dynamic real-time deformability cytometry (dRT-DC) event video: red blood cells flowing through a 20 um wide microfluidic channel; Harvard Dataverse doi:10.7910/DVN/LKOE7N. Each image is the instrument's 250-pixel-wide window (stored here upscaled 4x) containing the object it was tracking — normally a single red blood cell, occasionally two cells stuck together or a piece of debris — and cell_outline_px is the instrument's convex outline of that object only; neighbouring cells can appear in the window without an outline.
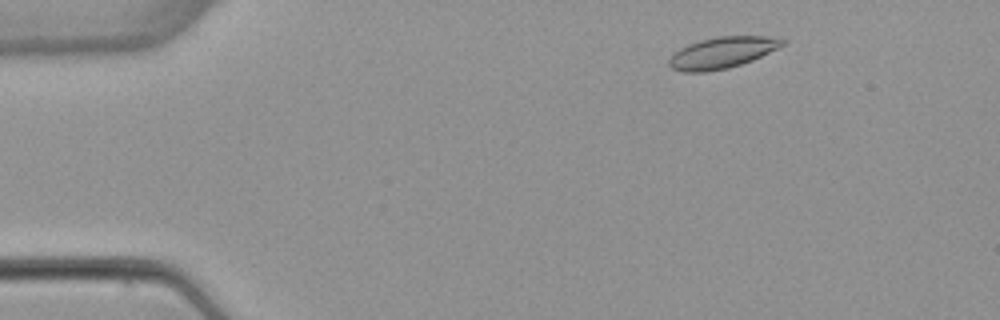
{"species": "common noctule bat (a hibernating species)", "species_latin": "Nyctalus noctula", "temperature_condition": "warm", "stored_images_in_passage": 3, "camera_frame_rate_fps": 3000, "um_per_image_px": 0.085, "animal": {"sex": "female", "body_mass_g": 22.7, "forearm_length_mm": 54.2}, "frame": {"image": 1, "passage_image": 1, "time_ms": 0.0, "image_size_px": [1000, 320], "cell_outline_px": [[784, 44], [752, 60], [728, 68], [704, 72], [684, 72], [672, 68], [668, 64], [668, 60], [672, 52], [688, 44], [700, 40], [716, 36], [768, 36], [784, 40]], "centroid_in_image_um": [61.3, 4.47], "position_along_channel_um": 23.7, "area_um2": 20.52}}